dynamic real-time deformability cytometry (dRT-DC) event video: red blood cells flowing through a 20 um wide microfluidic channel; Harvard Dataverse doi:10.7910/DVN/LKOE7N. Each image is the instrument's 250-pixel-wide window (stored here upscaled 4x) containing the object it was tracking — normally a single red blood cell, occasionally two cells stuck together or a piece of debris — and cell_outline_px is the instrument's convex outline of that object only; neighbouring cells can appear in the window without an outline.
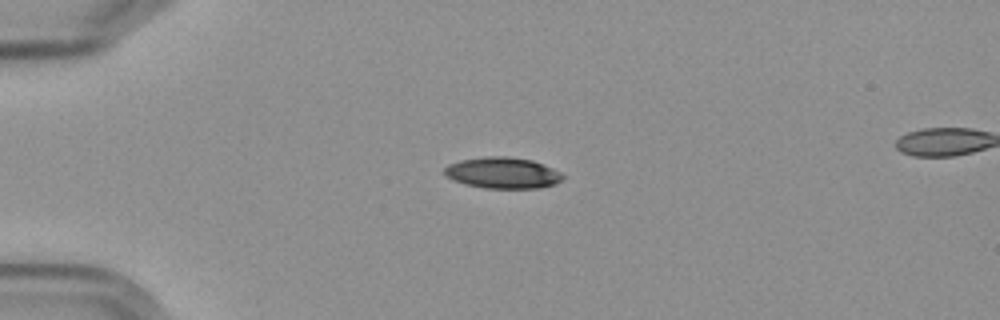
{"species": "Egyptian fruit bat (a non-hibernating species)", "species_latin": "Rousettus aegyptiacus", "temperature_condition": "cold", "stored_images_in_passage": 3, "camera_frame_rate_fps": 3000, "um_per_image_px": 0.085, "frame": {"image": 1, "passage_image": 1, "time_ms": 0.0, "image_size_px": [1000, 320], "cell_outline_px": [[564, 176], [556, 184], [540, 188], [484, 188], [464, 184], [452, 180], [444, 176], [444, 168], [448, 164], [460, 160], [488, 156], [508, 156], [532, 160], [552, 168], [560, 172]], "centroid_in_image_um": [42.69, 14.7], "position_along_channel_um": 42.3, "area_um2": 21.62}}
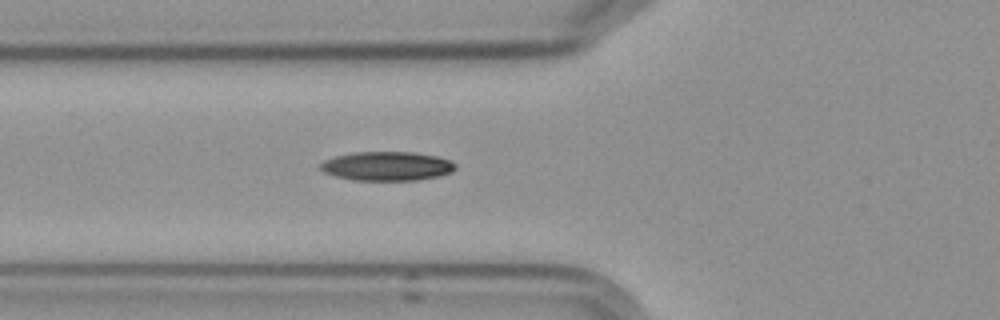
{"frame": {"image": 2, "passage_image": 3, "time_ms": 2.333, "image_size_px": [1000, 320], "cell_outline_px": [[456, 168], [452, 172], [440, 176], [416, 180], [356, 180], [336, 176], [324, 172], [320, 168], [320, 164], [324, 160], [336, 156], [352, 152], [412, 152], [436, 156], [448, 160], [456, 164]], "centroid_in_image_um": [32.9, 14.12], "position_along_channel_um": 92.9, "area_um2": 22.77}}